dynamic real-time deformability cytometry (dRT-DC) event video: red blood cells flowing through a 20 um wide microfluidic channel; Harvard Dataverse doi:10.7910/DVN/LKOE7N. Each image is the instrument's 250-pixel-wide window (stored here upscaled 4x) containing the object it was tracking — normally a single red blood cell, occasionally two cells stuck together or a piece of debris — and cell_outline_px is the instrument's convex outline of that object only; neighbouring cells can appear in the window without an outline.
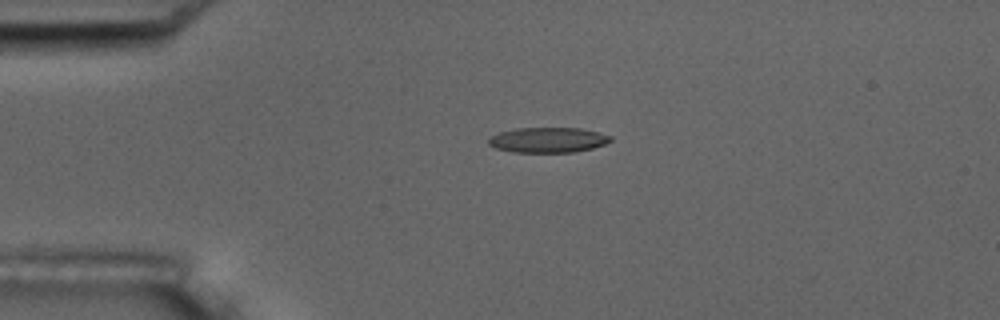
{"species": "common noctule bat (a hibernating species)", "species_latin": "Nyctalus noctula", "temperature_condition": "room temperature", "stored_images_in_passage": 4, "camera_frame_rate_fps": 3000, "um_per_image_px": 0.085, "animal": {"sex": "male", "body_mass_g": 17.5, "forearm_length_mm": 52.3}, "frame": {"image": 1, "passage_image": 3, "time_ms": 2.0, "image_size_px": [1000, 320], "cell_outline_px": [[612, 140], [604, 144], [592, 148], [576, 152], [512, 152], [496, 148], [488, 144], [488, 140], [492, 136], [500, 132], [516, 128], [580, 128], [612, 136]], "centroid_in_image_um": [46.57, 11.9], "position_along_channel_um": 38.4, "area_um2": 17.8}}